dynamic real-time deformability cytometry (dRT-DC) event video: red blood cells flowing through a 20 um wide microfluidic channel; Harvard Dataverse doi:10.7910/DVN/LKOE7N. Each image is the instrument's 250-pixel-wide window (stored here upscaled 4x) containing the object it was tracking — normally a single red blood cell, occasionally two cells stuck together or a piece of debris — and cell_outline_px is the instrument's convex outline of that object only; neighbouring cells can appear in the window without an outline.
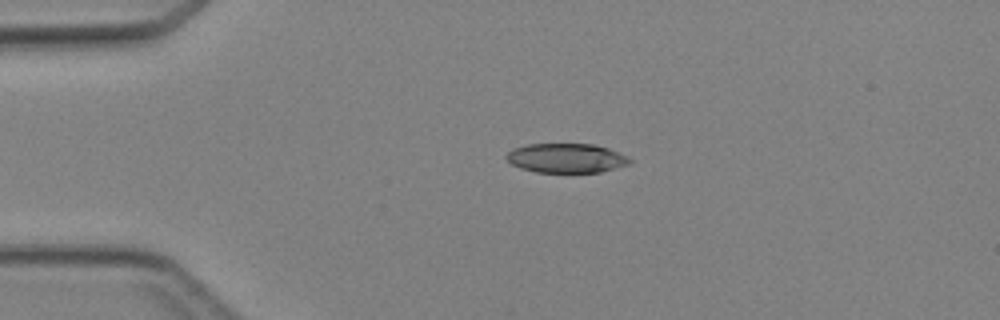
{"species": "Egyptian fruit bat (a non-hibernating species)", "species_latin": "Rousettus aegyptiacus", "temperature_condition": "cold", "stored_images_in_passage": 3, "camera_frame_rate_fps": 3000, "um_per_image_px": 0.085, "animal": {"sex": "female"}, "frame": {"image": 1, "passage_image": 3, "time_ms": 2.333, "image_size_px": [1000, 320], "cell_outline_px": [[632, 164], [600, 172], [536, 172], [520, 168], [512, 164], [504, 156], [512, 148], [528, 144], [592, 144], [608, 148], [628, 156], [632, 160]], "centroid_in_image_um": [48.15, 13.44], "position_along_channel_um": 36.9, "area_um2": 21.21}}